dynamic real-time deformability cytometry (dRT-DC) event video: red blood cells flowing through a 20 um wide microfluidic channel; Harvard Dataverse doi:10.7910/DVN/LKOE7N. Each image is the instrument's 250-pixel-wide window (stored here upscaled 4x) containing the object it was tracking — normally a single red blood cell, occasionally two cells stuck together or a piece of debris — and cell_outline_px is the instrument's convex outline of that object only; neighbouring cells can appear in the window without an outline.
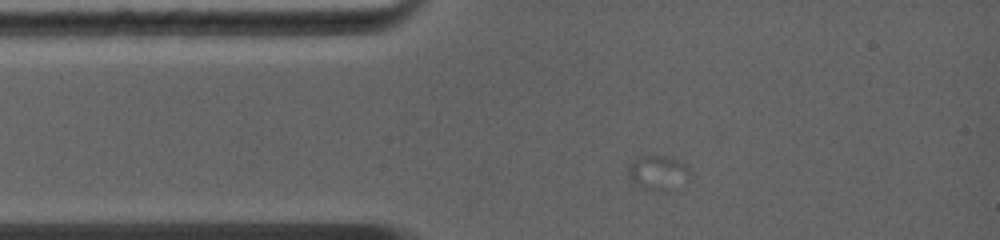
{"species": "common noctule bat (a hibernating species)", "species_latin": "Nyctalus noctula", "temperature_condition": "warm", "stored_images_in_passage": 2, "camera_frame_rate_fps": 5000, "um_per_image_px": 0.085, "animal": {"sex": "female", "body_mass_g": 19.0, "forearm_length_mm": 56.7}, "frame": {"image": 1, "passage_image": 1, "time_ms": 0.0, "image_size_px": [1000, 240], "cell_outline_px": [[688, 172], [652, 188], [640, 188], [632, 184], [628, 180], [628, 164], [644, 156], [664, 156], [688, 164]], "centroid_in_image_um": [55.65, 14.53], "position_along_channel_um": 29.3, "area_um2": 10.35}}